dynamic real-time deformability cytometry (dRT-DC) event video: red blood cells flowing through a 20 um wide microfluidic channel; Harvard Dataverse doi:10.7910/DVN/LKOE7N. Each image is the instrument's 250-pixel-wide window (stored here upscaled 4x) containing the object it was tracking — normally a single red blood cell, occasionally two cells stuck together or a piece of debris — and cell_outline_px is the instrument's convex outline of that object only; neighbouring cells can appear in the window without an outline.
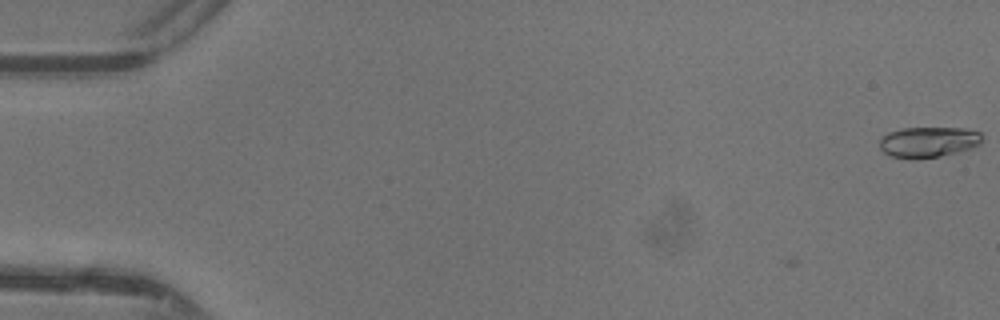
{"species": "common noctule bat (a hibernating species)", "species_latin": "Nyctalus noctula", "temperature_condition": "warm", "stored_images_in_passage": 4, "camera_frame_rate_fps": 3000, "um_per_image_px": 0.085, "animal": {"sex": "female"}, "frame": {"image": 1, "passage_image": 4, "time_ms": 1.0, "image_size_px": [1000, 320], "cell_outline_px": [[980, 144], [972, 148], [960, 152], [940, 156], [916, 160], [888, 156], [880, 148], [880, 140], [888, 132], [904, 128], [964, 128], [980, 132]], "centroid_in_image_um": [78.9, 12.09], "position_along_channel_um": 6.1, "area_um2": 18.44}}